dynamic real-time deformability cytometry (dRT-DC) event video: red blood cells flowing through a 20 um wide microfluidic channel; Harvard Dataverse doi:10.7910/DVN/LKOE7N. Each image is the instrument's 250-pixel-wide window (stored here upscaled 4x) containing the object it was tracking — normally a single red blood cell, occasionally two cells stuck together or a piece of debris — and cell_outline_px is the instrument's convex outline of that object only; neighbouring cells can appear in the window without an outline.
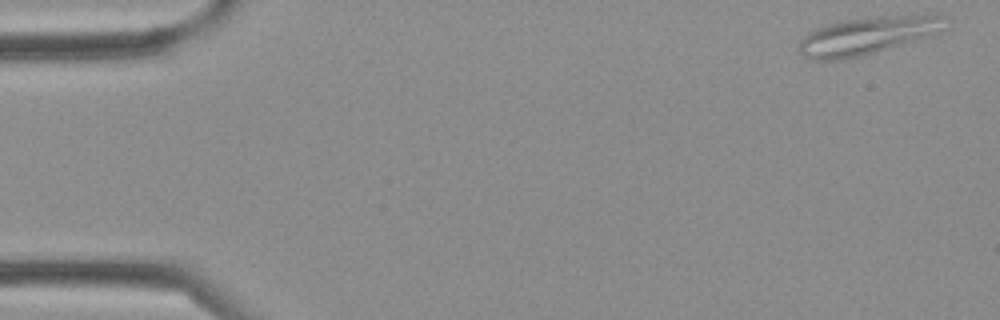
{"species": "Egyptian fruit bat (a non-hibernating species)", "species_latin": "Rousettus aegyptiacus", "temperature_condition": "cold", "stored_images_in_passage": 6, "camera_frame_rate_fps": 3000, "um_per_image_px": 0.085, "frame": {"image": 1, "passage_image": 1, "time_ms": 0.0, "image_size_px": [1000, 320], "cell_outline_px": [[944, 28], [936, 36], [860, 56], [840, 60], [816, 60], [804, 56], [796, 48], [800, 40], [808, 32], [824, 24], [844, 20], [876, 16], [912, 12], [936, 12], [944, 16]], "centroid_in_image_um": [73.85, 2.98], "position_along_channel_um": 11.1, "area_um2": 33.47}}